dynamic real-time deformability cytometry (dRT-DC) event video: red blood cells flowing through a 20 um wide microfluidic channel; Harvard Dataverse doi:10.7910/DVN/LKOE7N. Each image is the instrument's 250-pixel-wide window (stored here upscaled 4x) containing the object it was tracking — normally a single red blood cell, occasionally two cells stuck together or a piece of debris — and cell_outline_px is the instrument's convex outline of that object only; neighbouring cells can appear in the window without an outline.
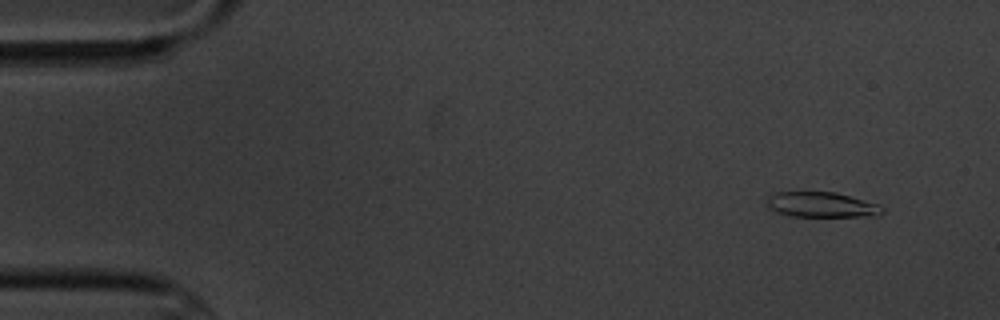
{"species": "common noctule bat (a hibernating species)", "species_latin": "Nyctalus noctula", "temperature_condition": "cold", "stored_images_in_passage": 5, "camera_frame_rate_fps": 3000, "um_per_image_px": 0.085, "animal": {"sex": "male", "body_mass_g": 20.1, "forearm_length_mm": 53.5}, "frame": {"image": 1, "passage_image": 2, "time_ms": 1.333, "image_size_px": [1000, 320], "cell_outline_px": [[884, 212], [876, 216], [792, 216], [776, 212], [768, 204], [768, 196], [772, 192], [836, 192], [880, 204], [884, 208]], "centroid_in_image_um": [69.88, 17.39], "position_along_channel_um": 15.1, "area_um2": 16.94}}